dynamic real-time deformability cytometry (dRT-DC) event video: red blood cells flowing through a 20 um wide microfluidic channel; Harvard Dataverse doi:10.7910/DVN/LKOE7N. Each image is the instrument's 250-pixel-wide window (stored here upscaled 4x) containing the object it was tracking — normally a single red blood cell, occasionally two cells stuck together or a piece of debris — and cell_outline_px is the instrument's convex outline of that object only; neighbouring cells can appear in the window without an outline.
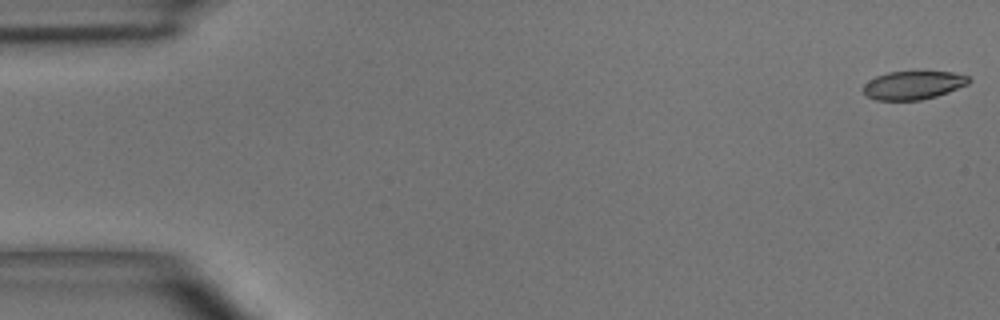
{"species": "common noctule bat (a hibernating species)", "species_latin": "Nyctalus noctula", "temperature_condition": "room temperature", "stored_images_in_passage": 5, "camera_frame_rate_fps": 3000, "um_per_image_px": 0.085, "animal": {"sex": "male", "body_mass_g": 15.6}, "frame": {"image": 1, "passage_image": 1, "time_ms": 0.0, "image_size_px": [1000, 320], "cell_outline_px": [[972, 80], [968, 84], [948, 92], [936, 96], [920, 100], [876, 100], [868, 96], [864, 92], [864, 84], [868, 80], [876, 76], [888, 72], [952, 72], [968, 76]], "centroid_in_image_um": [77.63, 7.24], "position_along_channel_um": 7.4, "area_um2": 17.34}}
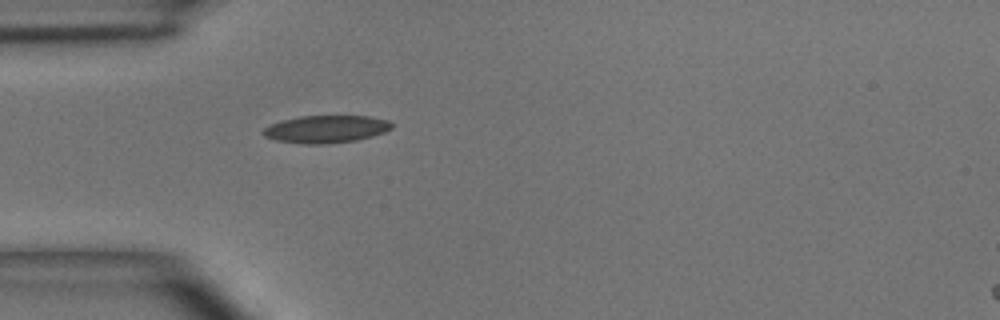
{"frame": {"image": 2, "passage_image": 5, "time_ms": 4.667, "image_size_px": [1000, 320], "cell_outline_px": [[392, 128], [384, 132], [372, 136], [356, 140], [324, 144], [308, 144], [276, 140], [264, 136], [260, 132], [264, 128], [272, 124], [284, 120], [300, 116], [368, 116], [388, 120], [392, 124]], "centroid_in_image_um": [27.71, 10.97], "position_along_channel_um": 57.3, "area_um2": 20.4}}